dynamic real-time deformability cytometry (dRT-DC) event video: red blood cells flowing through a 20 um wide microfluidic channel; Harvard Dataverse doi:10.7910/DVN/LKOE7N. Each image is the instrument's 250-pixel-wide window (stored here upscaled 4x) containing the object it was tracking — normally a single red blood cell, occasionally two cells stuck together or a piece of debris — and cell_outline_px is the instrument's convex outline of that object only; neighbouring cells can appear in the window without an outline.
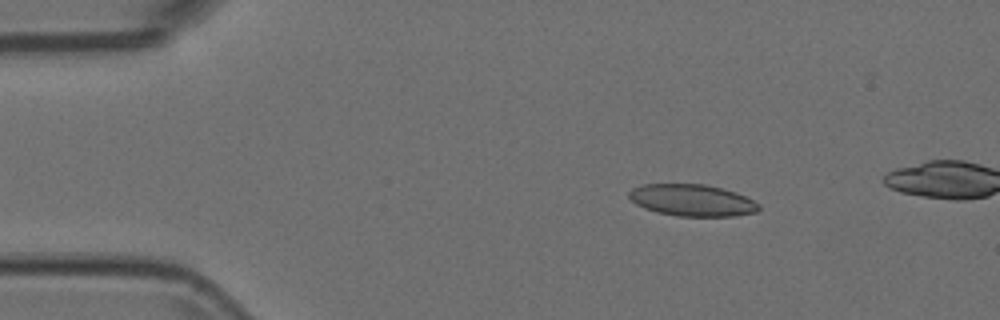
{"species": "Egyptian fruit bat (a non-hibernating species)", "species_latin": "Rousettus aegyptiacus", "temperature_condition": "room temperature", "stored_images_in_passage": 15, "camera_frame_rate_fps": 3000, "um_per_image_px": 0.085, "animal": {"sex": "female"}, "frame": {"image": 1, "passage_image": 7, "time_ms": 2.0, "image_size_px": [1000, 320], "cell_outline_px": [[760, 208], [756, 212], [732, 216], [676, 216], [656, 212], [644, 208], [636, 204], [628, 196], [628, 192], [632, 188], [644, 184], [704, 184], [736, 192], [760, 204]], "centroid_in_image_um": [58.81, 17.02], "position_along_channel_um": 26.2, "area_um2": 23.99}}